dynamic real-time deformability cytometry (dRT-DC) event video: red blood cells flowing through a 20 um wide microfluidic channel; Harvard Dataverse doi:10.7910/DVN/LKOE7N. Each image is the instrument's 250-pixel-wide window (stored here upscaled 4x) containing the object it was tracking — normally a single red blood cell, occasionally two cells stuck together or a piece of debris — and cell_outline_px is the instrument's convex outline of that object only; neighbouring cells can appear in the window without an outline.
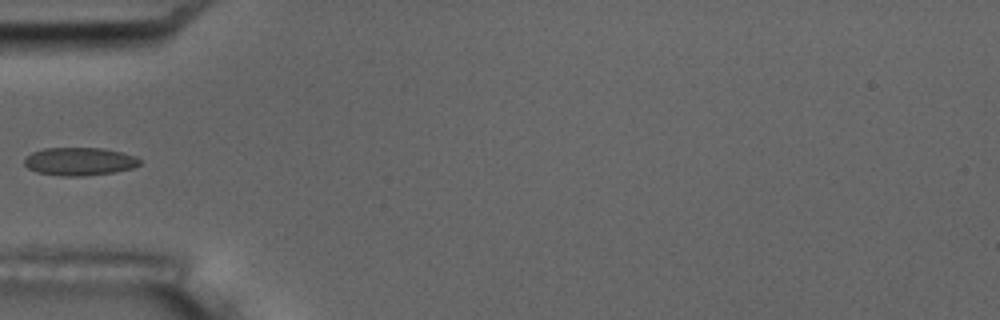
{"species": "common noctule bat (a hibernating species)", "species_latin": "Nyctalus noctula", "temperature_condition": "room temperature", "stored_images_in_passage": 3, "camera_frame_rate_fps": 3000, "um_per_image_px": 0.085, "animal": {"sex": "male", "body_mass_g": 17.5, "forearm_length_mm": 52.3}, "frame": {"image": 1, "passage_image": 3, "time_ms": 3.0, "image_size_px": [1000, 320], "cell_outline_px": [[140, 164], [132, 168], [116, 172], [80, 176], [60, 176], [36, 172], [28, 168], [24, 164], [24, 160], [32, 152], [44, 148], [104, 148], [136, 156], [140, 160]], "centroid_in_image_um": [6.75, 13.72], "position_along_channel_um": 78.2, "area_um2": 18.84}}